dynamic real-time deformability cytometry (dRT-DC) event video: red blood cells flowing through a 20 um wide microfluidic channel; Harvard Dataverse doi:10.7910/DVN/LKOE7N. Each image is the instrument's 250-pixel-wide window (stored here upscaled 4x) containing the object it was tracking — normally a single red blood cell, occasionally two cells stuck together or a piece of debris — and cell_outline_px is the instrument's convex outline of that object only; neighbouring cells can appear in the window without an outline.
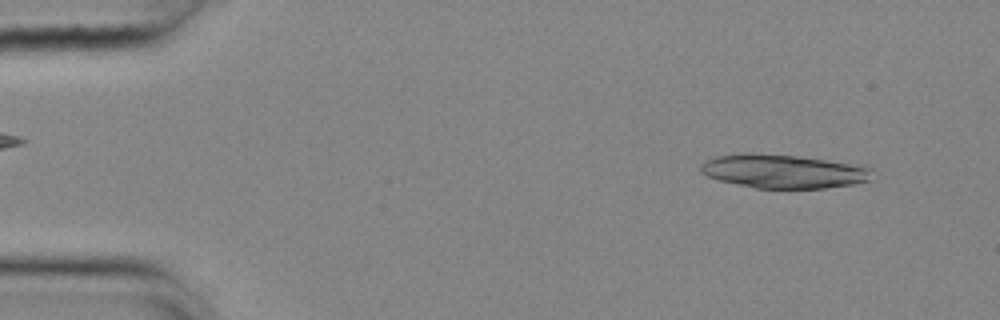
{"species": "common noctule bat (a hibernating species)", "species_latin": "Nyctalus noctula", "temperature_condition": "cold", "stored_images_in_passage": 21, "camera_frame_rate_fps": 3000, "um_per_image_px": 0.085, "animal": {"sex": "female", "body_mass_g": 25.1}, "frame": {"image": 1, "passage_image": 4, "time_ms": 1.0, "image_size_px": [1000, 320], "cell_outline_px": [[872, 168], [868, 180], [852, 184], [824, 188], [756, 188], [720, 180], [708, 176], [700, 172], [700, 164], [704, 160], [716, 156], [744, 152], [748, 152], [796, 156], [868, 164]], "centroid_in_image_um": [66.61, 14.53], "position_along_channel_um": 18.4, "area_um2": 34.04}}
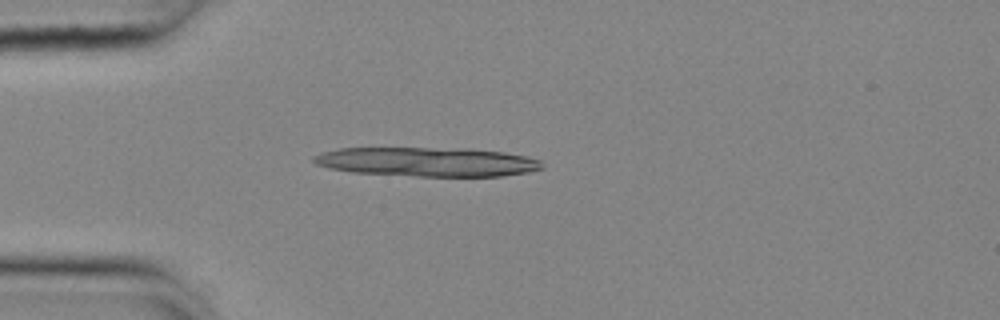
{"frame": {"image": 2, "passage_image": 13, "time_ms": 4.0, "image_size_px": [1000, 320], "cell_outline_px": [[544, 168], [528, 172], [504, 176], [416, 176], [352, 172], [328, 168], [316, 164], [312, 160], [312, 156], [324, 152], [340, 148], [468, 148], [504, 152], [528, 156], [540, 160], [544, 164]], "centroid_in_image_um": [36.36, 13.75], "position_along_channel_um": 48.6, "area_um2": 39.07}}